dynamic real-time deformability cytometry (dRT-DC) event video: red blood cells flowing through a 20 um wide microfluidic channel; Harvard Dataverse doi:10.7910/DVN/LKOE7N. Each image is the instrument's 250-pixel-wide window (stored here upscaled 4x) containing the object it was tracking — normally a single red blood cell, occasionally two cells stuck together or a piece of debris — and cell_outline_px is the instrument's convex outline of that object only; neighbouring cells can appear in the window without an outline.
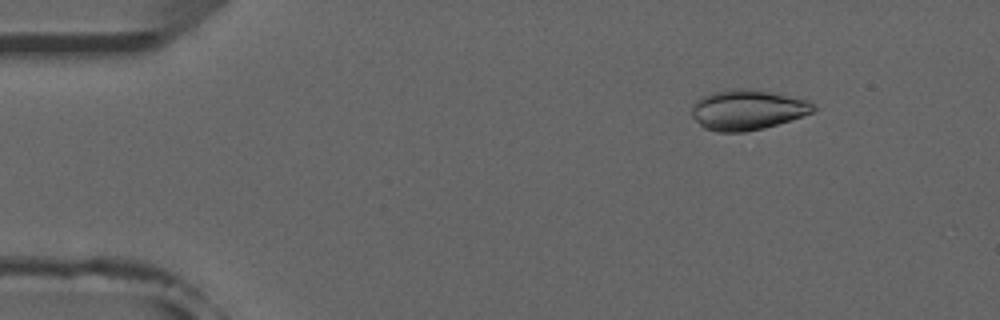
{"species": "common noctule bat (a hibernating species)", "species_latin": "Nyctalus noctula", "temperature_condition": "room temperature", "stored_images_in_passage": 47, "camera_frame_rate_fps": 3000, "um_per_image_px": 0.085, "animal": {"sex": "male", "forearm_length_mm": 52.5}, "frame": {"image": 1, "passage_image": 7, "time_ms": 2.0, "image_size_px": [1000, 320], "cell_outline_px": [[816, 108], [812, 112], [764, 128], [744, 132], [716, 132], [704, 128], [692, 116], [692, 108], [696, 100], [700, 96], [712, 92], [728, 88], [748, 88], [808, 100], [816, 104]], "centroid_in_image_um": [63.48, 9.32], "position_along_channel_um": 21.5, "area_um2": 28.38}}
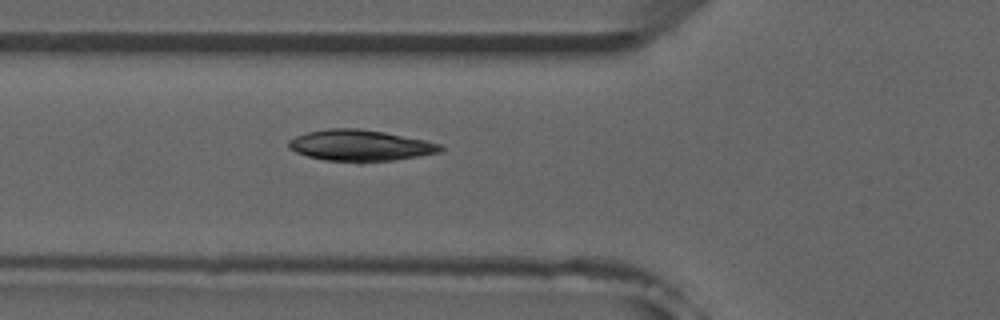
{"frame": {"image": 2, "passage_image": 19, "time_ms": 6.0, "image_size_px": [1000, 320], "cell_outline_px": [[444, 148], [440, 152], [392, 160], [360, 164], [324, 160], [308, 156], [296, 152], [288, 148], [288, 140], [296, 136], [308, 132], [328, 128], [356, 128], [384, 132], [428, 140], [440, 144]], "centroid_in_image_um": [30.6, 12.38], "position_along_channel_um": 95.2, "area_um2": 27.98}}
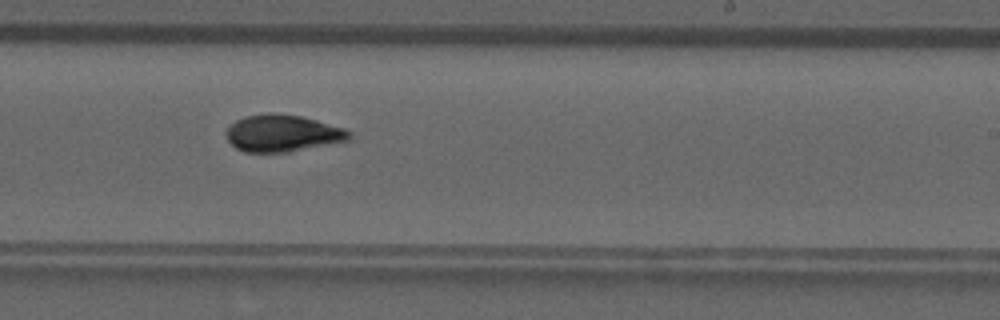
{"frame": {"image": 3, "passage_image": 32, "time_ms": 10.333, "image_size_px": [1000, 320], "cell_outline_px": [[352, 136], [348, 140], [288, 152], [244, 152], [236, 148], [228, 140], [224, 132], [236, 120], [244, 116], [300, 116], [316, 120], [344, 128], [352, 132]], "centroid_in_image_um": [24.02, 11.37], "position_along_channel_um": 265.0, "area_um2": 25.61}, "authors_computed_cell_mechanics": {"area_um2": 26.6458, "velocity_mm_per_s": 3.928, "shape_relaxation_time_tau1_ms": 7.6767, "shape_relaxation_time_tau2_ms": 1.6662, "deformation_change_tau1": 0.2579, "deformation_change_tau2": 0.0476}}